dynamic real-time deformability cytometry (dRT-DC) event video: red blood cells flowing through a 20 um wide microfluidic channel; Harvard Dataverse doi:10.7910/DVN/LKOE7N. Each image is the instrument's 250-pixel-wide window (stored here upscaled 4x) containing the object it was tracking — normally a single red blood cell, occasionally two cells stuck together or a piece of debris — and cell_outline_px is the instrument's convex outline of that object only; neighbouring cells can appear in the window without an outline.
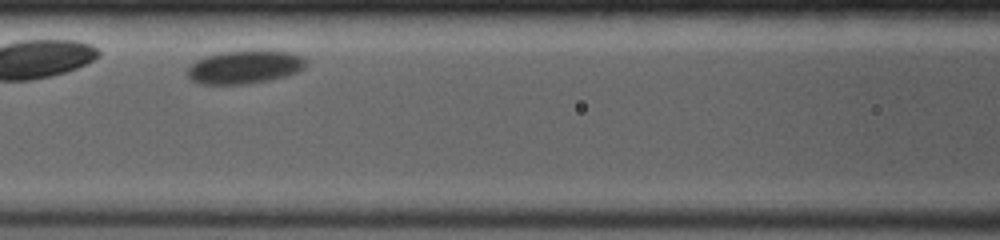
{"species": "common noctule bat (a hibernating species)", "species_latin": "Nyctalus noctula", "temperature_condition": "room temperature", "stored_images_in_passage": 43, "camera_frame_rate_fps": 4000, "um_per_image_px": 0.085, "animal": {"sex": "female", "body_mass_g": 19.0, "forearm_length_mm": 53.3}, "frame": {"image": 1, "passage_image": 12, "time_ms": 2.5, "image_size_px": [1000, 240], "cell_outline_px": [[304, 68], [296, 72], [284, 76], [268, 80], [244, 84], [200, 84], [192, 80], [188, 76], [188, 68], [196, 60], [208, 56], [224, 52], [284, 52], [300, 56], [304, 60]], "centroid_in_image_um": [20.73, 5.73], "position_along_channel_um": 145.9, "area_um2": 21.96}}
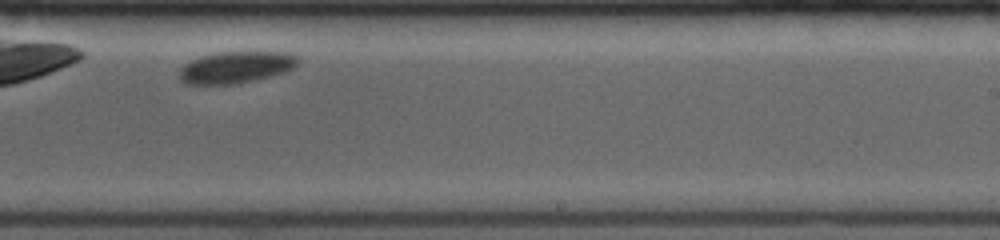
{"frame": {"image": 2, "passage_image": 27, "time_ms": 6.0, "image_size_px": [1000, 240], "cell_outline_px": [[296, 64], [288, 72], [236, 84], [184, 84], [180, 80], [180, 68], [192, 60], [204, 56], [224, 52], [280, 52], [296, 56]], "centroid_in_image_um": [20.04, 5.74], "position_along_channel_um": 269.0, "area_um2": 21.5}}
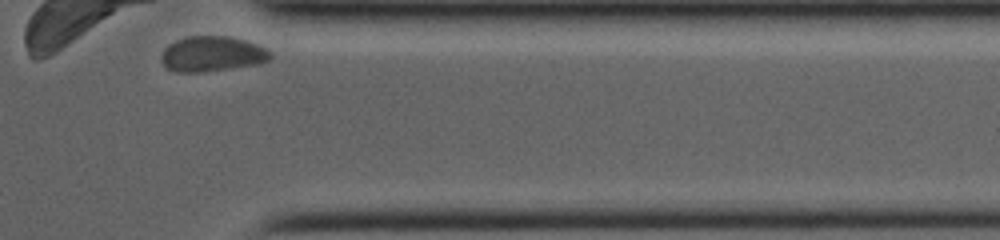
{"frame": {"image": 3, "passage_image": 41, "time_ms": 9.5, "image_size_px": [1000, 240], "cell_outline_px": [[272, 56], [268, 60], [260, 64], [204, 72], [176, 72], [168, 68], [164, 64], [160, 56], [164, 48], [168, 44], [176, 40], [188, 36], [224, 36], [244, 40], [264, 48]], "centroid_in_image_um": [17.99, 4.59], "position_along_channel_um": 393.4, "area_um2": 22.25}}